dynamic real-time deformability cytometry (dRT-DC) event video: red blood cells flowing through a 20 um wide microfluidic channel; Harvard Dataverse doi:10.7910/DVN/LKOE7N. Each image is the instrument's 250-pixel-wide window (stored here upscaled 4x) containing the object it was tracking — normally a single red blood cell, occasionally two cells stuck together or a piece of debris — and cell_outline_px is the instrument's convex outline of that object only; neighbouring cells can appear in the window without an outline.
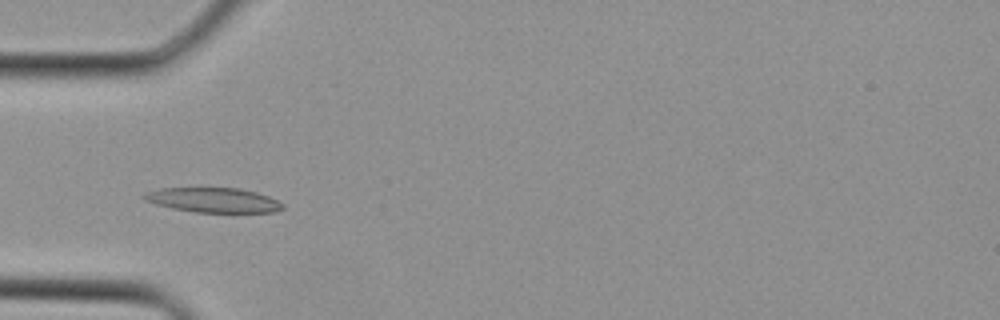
{"species": "Egyptian fruit bat (a non-hibernating species)", "species_latin": "Rousettus aegyptiacus", "temperature_condition": "cold", "stored_images_in_passage": 33, "camera_frame_rate_fps": 3000, "um_per_image_px": 0.085, "animal": {"sex": "female"}, "frame": {"image": 1, "passage_image": 10, "time_ms": 3.0, "image_size_px": [1000, 320], "cell_outline_px": [[284, 208], [276, 212], [196, 212], [172, 208], [156, 204], [144, 200], [140, 196], [148, 192], [160, 188], [240, 188], [256, 192], [268, 196], [284, 204]], "centroid_in_image_um": [18.14, 17.0], "position_along_channel_um": 66.9, "area_um2": 19.88}}
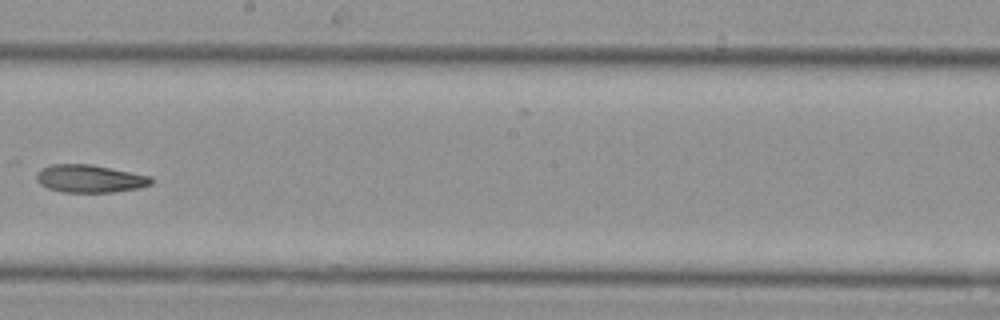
{"frame": {"image": 2, "passage_image": 19, "time_ms": 6.0, "image_size_px": [1000, 320], "cell_outline_px": [[156, 180], [152, 184], [136, 188], [112, 192], [64, 192], [48, 188], [40, 184], [36, 180], [36, 172], [40, 168], [52, 164], [92, 164], [152, 176]], "centroid_in_image_um": [7.64, 15.17], "position_along_channel_um": 240.6, "area_um2": 18.73}}
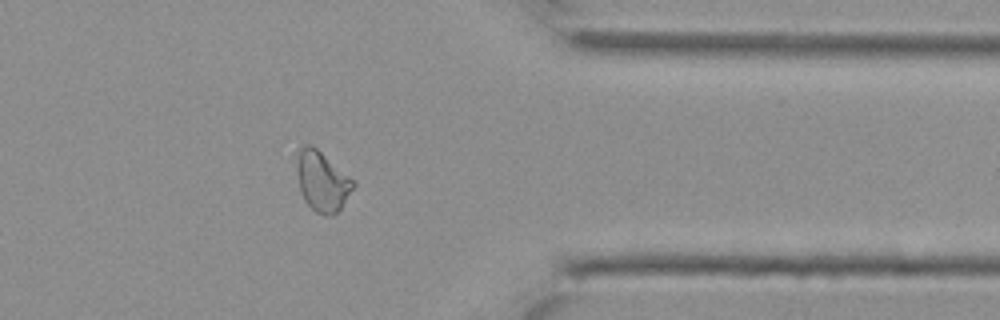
{"frame": {"image": 3, "passage_image": 27, "time_ms": 8.667, "image_size_px": [1000, 320], "cell_outline_px": [[356, 184], [340, 208], [332, 216], [328, 216], [316, 212], [304, 200], [300, 192], [300, 148], [304, 144], [308, 144], [316, 148], [352, 180]], "centroid_in_image_um": [27.42, 15.47], "position_along_channel_um": 384.0, "area_um2": 18.5}}